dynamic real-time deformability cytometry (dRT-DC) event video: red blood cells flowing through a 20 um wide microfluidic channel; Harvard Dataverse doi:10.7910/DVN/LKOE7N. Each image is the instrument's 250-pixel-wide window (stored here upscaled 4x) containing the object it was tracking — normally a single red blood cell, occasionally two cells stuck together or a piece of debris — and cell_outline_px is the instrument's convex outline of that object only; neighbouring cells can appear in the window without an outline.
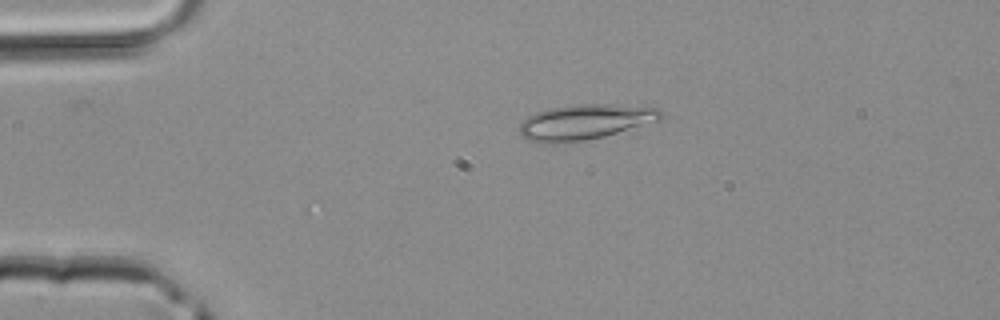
{"species": "common noctule bat (a hibernating species)", "species_latin": "Nyctalus noctula", "temperature_condition": "room temperature", "stored_images_in_passage": 7, "camera_frame_rate_fps": 3000, "um_per_image_px": 0.085, "animal": {"sex": "male", "body_mass_g": 20.4}, "frame": {"image": 1, "passage_image": 7, "time_ms": 2.0, "image_size_px": [1000, 320], "cell_outline_px": [[664, 116], [660, 120], [632, 132], [584, 140], [548, 144], [540, 144], [528, 140], [520, 136], [520, 124], [528, 116], [536, 112], [548, 108], [580, 104], [604, 104], [656, 108], [664, 112]], "centroid_in_image_um": [49.79, 10.4], "position_along_channel_um": 35.2, "area_um2": 29.82}}